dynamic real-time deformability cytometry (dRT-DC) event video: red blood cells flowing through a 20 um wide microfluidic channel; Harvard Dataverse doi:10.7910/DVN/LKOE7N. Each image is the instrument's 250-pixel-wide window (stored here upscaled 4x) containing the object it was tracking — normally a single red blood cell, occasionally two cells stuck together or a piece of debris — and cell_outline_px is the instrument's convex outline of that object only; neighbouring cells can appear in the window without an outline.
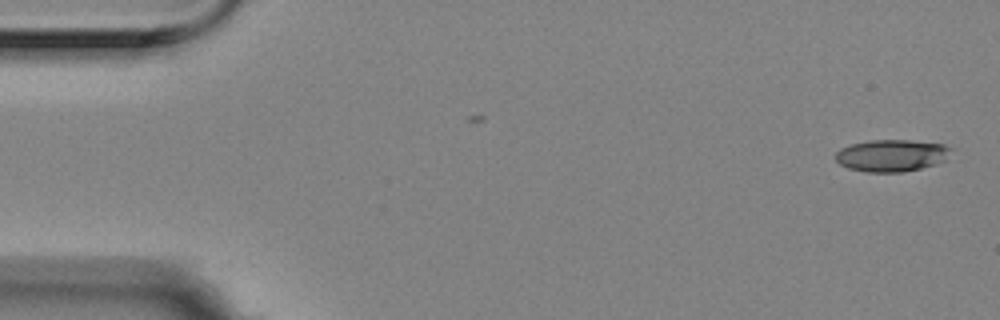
{"species": "Egyptian fruit bat (a non-hibernating species)", "species_latin": "Rousettus aegyptiacus", "temperature_condition": "room temperature", "stored_images_in_passage": 3, "camera_frame_rate_fps": 3000, "um_per_image_px": 0.085, "animal": {"sex": "female"}, "frame": {"image": 1, "passage_image": 3, "time_ms": 0.667, "image_size_px": [1000, 320], "cell_outline_px": [[952, 148], [944, 160], [936, 164], [904, 172], [868, 172], [848, 168], [840, 164], [836, 160], [836, 152], [840, 148], [852, 144], [872, 140], [912, 140], [944, 144]], "centroid_in_image_um": [75.78, 13.21], "position_along_channel_um": 9.2, "area_um2": 21.44}}